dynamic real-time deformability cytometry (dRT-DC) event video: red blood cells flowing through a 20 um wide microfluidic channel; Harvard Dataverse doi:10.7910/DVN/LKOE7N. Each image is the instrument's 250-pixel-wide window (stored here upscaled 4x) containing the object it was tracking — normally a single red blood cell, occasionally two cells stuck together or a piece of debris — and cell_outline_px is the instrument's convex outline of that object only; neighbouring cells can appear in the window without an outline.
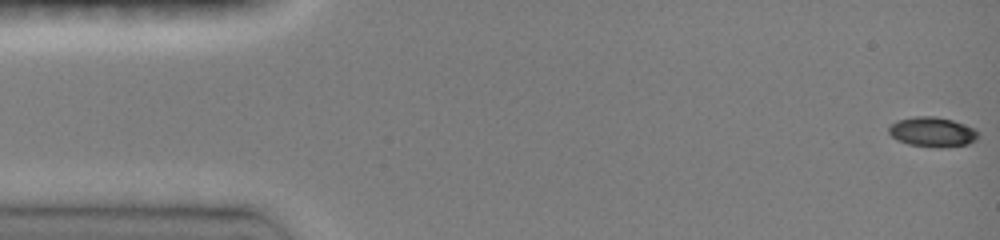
{"species": "common noctule bat (a hibernating species)", "species_latin": "Nyctalus noctula", "temperature_condition": "room temperature", "stored_images_in_passage": 39, "camera_frame_rate_fps": 3000, "um_per_image_px": 0.085, "animal": {"sex": "female", "body_mass_g": 19.0, "forearm_length_mm": 51.5}, "frame": {"image": 1, "passage_image": 1, "time_ms": 0.0, "image_size_px": [1000, 240], "cell_outline_px": [[980, 132], [976, 140], [968, 144], [944, 148], [908, 144], [896, 140], [888, 132], [888, 124], [896, 120], [912, 116], [936, 116], [952, 120], [976, 128]], "centroid_in_image_um": [79.25, 11.2], "position_along_channel_um": 5.8, "area_um2": 15.9}}
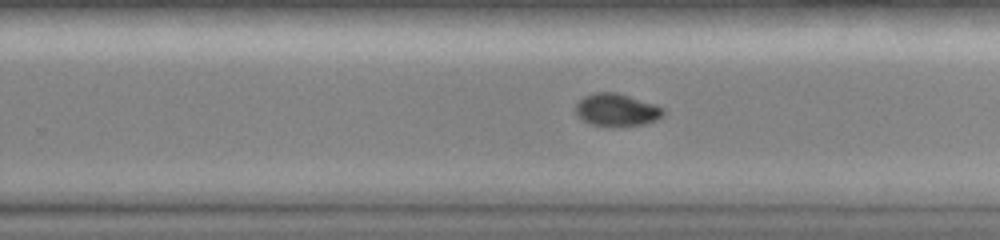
{"frame": {"image": 2, "passage_image": 27, "time_ms": 9.667, "image_size_px": [1000, 240], "cell_outline_px": [[664, 116], [656, 120], [644, 124], [612, 128], [592, 124], [580, 120], [576, 112], [576, 104], [584, 96], [596, 92], [616, 92], [656, 104], [664, 108]], "centroid_in_image_um": [52.43, 9.36], "position_along_channel_um": 277.4, "area_um2": 16.99}}
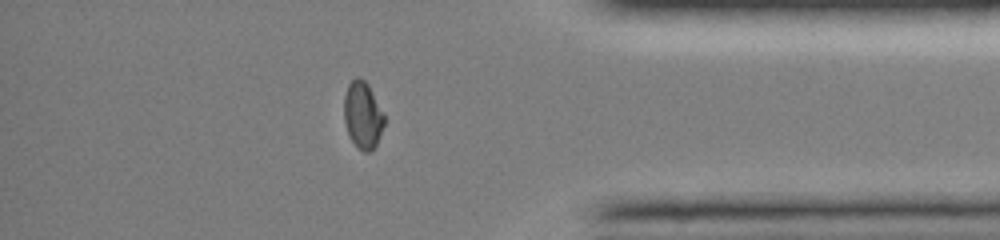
{"frame": {"image": 3, "passage_image": 36, "time_ms": 13.0, "image_size_px": [1000, 240], "cell_outline_px": [[384, 124], [376, 144], [368, 152], [364, 152], [348, 136], [344, 120], [344, 96], [348, 84], [356, 76], [360, 76], [368, 84], [384, 112]], "centroid_in_image_um": [30.82, 9.73], "position_along_channel_um": 404.4, "area_um2": 15.66}, "authors_computed_cell_mechanics": {"area_um2": 16.5308, "velocity_mm_per_s": 4.1517, "shape_relaxation_time_tau1_ms": null, "shape_relaxation_time_tau2_ms": 2.5293, "deformation_change_tau1": null, "deformation_change_tau2": 0.0417}}